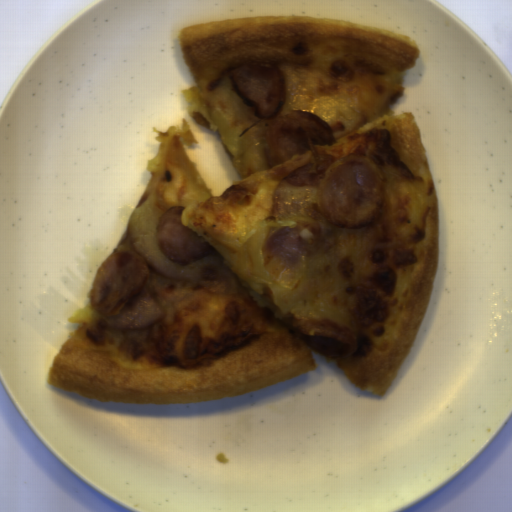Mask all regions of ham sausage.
<instances>
[{
    "instance_id": "obj_1",
    "label": "ham sausage",
    "mask_w": 512,
    "mask_h": 512,
    "mask_svg": "<svg viewBox=\"0 0 512 512\" xmlns=\"http://www.w3.org/2000/svg\"><path fill=\"white\" fill-rule=\"evenodd\" d=\"M385 181L379 163L364 155H317L278 182L269 221L283 228L294 219L314 220L322 237L308 254H323L341 240L344 230L365 229L379 220Z\"/></svg>"
},
{
    "instance_id": "obj_2",
    "label": "ham sausage",
    "mask_w": 512,
    "mask_h": 512,
    "mask_svg": "<svg viewBox=\"0 0 512 512\" xmlns=\"http://www.w3.org/2000/svg\"><path fill=\"white\" fill-rule=\"evenodd\" d=\"M152 273L133 247L118 248L103 260L87 291L92 311L104 318L119 315L126 303L141 295Z\"/></svg>"
},
{
    "instance_id": "obj_3",
    "label": "ham sausage",
    "mask_w": 512,
    "mask_h": 512,
    "mask_svg": "<svg viewBox=\"0 0 512 512\" xmlns=\"http://www.w3.org/2000/svg\"><path fill=\"white\" fill-rule=\"evenodd\" d=\"M333 143L331 128L320 117L306 111L290 112L268 125L266 162L271 169L311 147Z\"/></svg>"
},
{
    "instance_id": "obj_4",
    "label": "ham sausage",
    "mask_w": 512,
    "mask_h": 512,
    "mask_svg": "<svg viewBox=\"0 0 512 512\" xmlns=\"http://www.w3.org/2000/svg\"><path fill=\"white\" fill-rule=\"evenodd\" d=\"M245 106L254 108L259 119L280 116L286 104L284 75L278 64L247 63L228 75Z\"/></svg>"
},
{
    "instance_id": "obj_5",
    "label": "ham sausage",
    "mask_w": 512,
    "mask_h": 512,
    "mask_svg": "<svg viewBox=\"0 0 512 512\" xmlns=\"http://www.w3.org/2000/svg\"><path fill=\"white\" fill-rule=\"evenodd\" d=\"M187 207L170 208L161 216L157 228V247L173 264L191 263L215 250V246L181 220Z\"/></svg>"
}]
</instances>
